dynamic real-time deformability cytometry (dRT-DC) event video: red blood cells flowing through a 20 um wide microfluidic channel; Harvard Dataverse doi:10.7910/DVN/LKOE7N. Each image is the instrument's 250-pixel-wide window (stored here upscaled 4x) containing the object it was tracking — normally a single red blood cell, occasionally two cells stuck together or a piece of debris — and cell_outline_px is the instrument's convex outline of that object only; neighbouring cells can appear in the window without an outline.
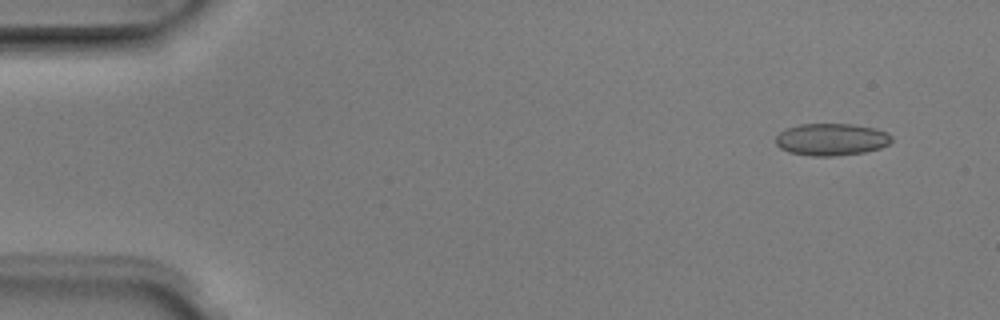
{"species": "Egyptian fruit bat (a non-hibernating species)", "species_latin": "Rousettus aegyptiacus", "temperature_condition": "room temperature", "stored_images_in_passage": 5, "camera_frame_rate_fps": 3000, "um_per_image_px": 0.085, "animal": {"sex": "male"}, "frame": {"image": 1, "passage_image": 2, "time_ms": 0.333, "image_size_px": [1000, 320], "cell_outline_px": [[892, 140], [888, 144], [880, 148], [864, 152], [836, 156], [812, 156], [788, 152], [780, 148], [776, 144], [776, 136], [780, 132], [788, 128], [800, 124], [852, 124], [872, 128], [884, 132], [892, 136]], "centroid_in_image_um": [70.64, 11.86], "position_along_channel_um": 14.4, "area_um2": 21.56}}
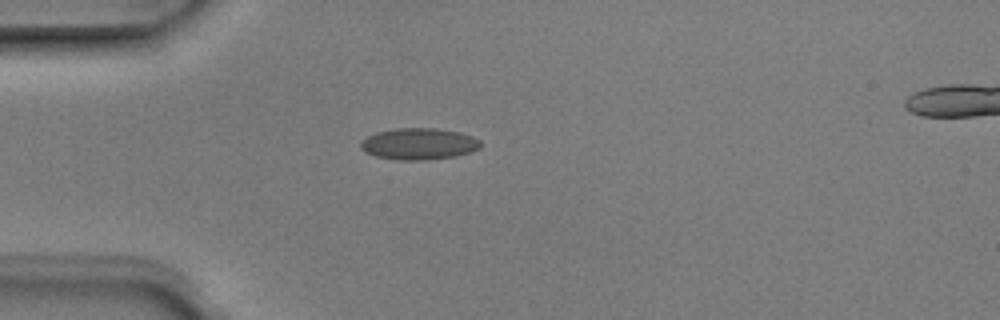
{"frame": {"image": 2, "passage_image": 5, "time_ms": 1.333, "image_size_px": [1000, 320], "cell_outline_px": [[480, 148], [468, 152], [452, 156], [424, 160], [400, 160], [376, 156], [360, 148], [360, 140], [376, 132], [396, 128], [436, 128], [460, 132], [472, 136], [480, 140]], "centroid_in_image_um": [35.58, 12.21], "position_along_channel_um": 49.4, "area_um2": 21.85}}